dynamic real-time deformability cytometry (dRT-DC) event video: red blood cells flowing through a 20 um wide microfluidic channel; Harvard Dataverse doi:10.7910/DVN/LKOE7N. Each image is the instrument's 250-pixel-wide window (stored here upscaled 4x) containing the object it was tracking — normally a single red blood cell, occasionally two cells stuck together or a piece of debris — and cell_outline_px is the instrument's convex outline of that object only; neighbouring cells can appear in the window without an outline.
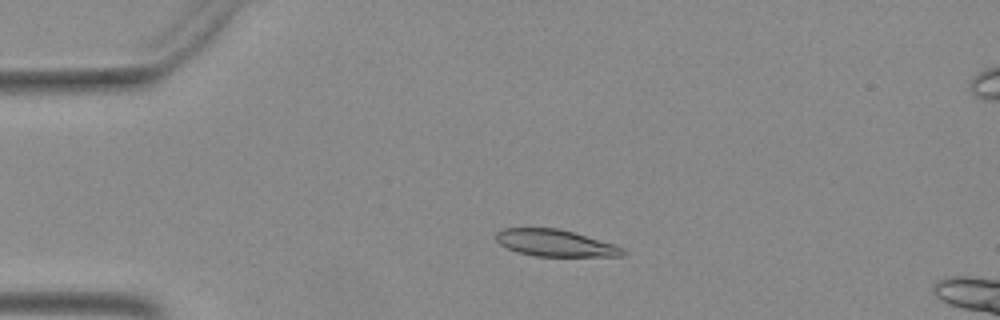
{"species": "Egyptian fruit bat (a non-hibernating species)", "species_latin": "Rousettus aegyptiacus", "temperature_condition": "warm", "stored_images_in_passage": 42, "camera_frame_rate_fps": 3000, "um_per_image_px": 0.085, "animal": {"sex": "female"}, "frame": {"image": 1, "passage_image": 3, "time_ms": 0.667, "image_size_px": [1000, 320], "cell_outline_px": [[628, 252], [624, 256], [536, 256], [516, 252], [500, 244], [496, 240], [496, 232], [504, 228], [560, 228], [616, 244], [624, 248]], "centroid_in_image_um": [47.24, 20.66], "position_along_channel_um": 37.8, "area_um2": 20.0}}
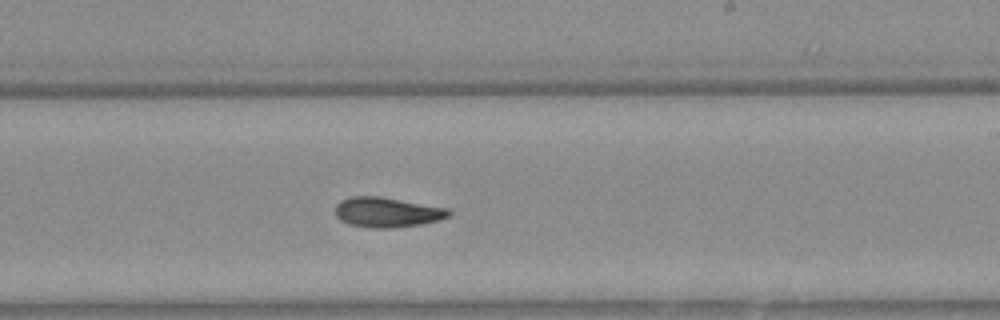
{"frame": {"image": 2, "passage_image": 22, "time_ms": 7.0, "image_size_px": [1000, 320], "cell_outline_px": [[452, 212], [448, 216], [440, 220], [420, 224], [392, 228], [372, 228], [348, 224], [340, 220], [336, 216], [336, 204], [340, 200], [352, 196], [380, 196], [448, 208]], "centroid_in_image_um": [32.89, 18.04], "position_along_channel_um": 256.1, "area_um2": 19.88}}
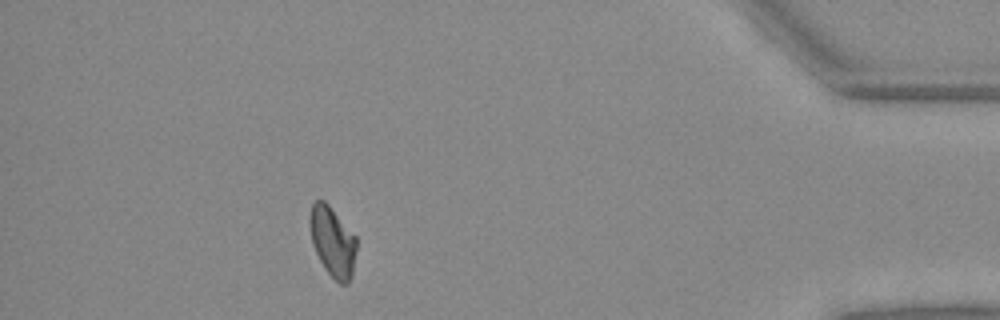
{"frame": {"image": 3, "passage_image": 37, "time_ms": 12.0, "image_size_px": [1000, 320], "cell_outline_px": [[356, 252], [352, 276], [348, 284], [340, 284], [324, 268], [312, 244], [308, 224], [308, 216], [312, 204], [316, 200], [324, 200], [328, 204], [356, 236]], "centroid_in_image_um": [28.25, 20.52], "position_along_channel_um": 406.9, "area_um2": 19.19}}